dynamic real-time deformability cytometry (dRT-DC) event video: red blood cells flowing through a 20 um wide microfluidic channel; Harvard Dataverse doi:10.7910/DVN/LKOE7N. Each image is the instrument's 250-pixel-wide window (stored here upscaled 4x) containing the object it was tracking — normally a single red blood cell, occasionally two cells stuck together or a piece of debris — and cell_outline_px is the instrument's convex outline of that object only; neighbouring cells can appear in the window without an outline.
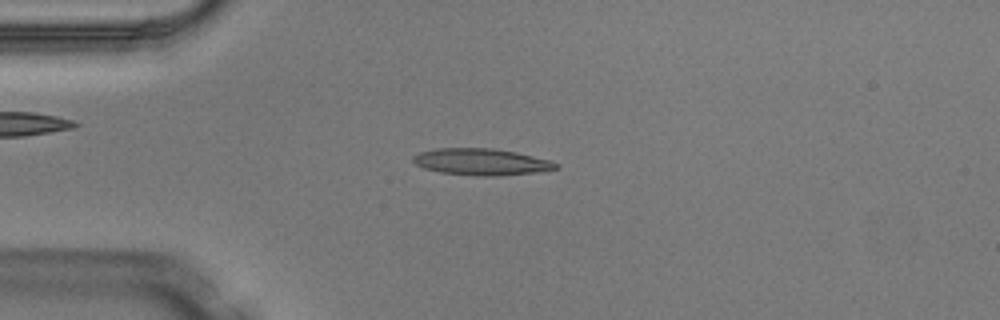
{"species": "Egyptian fruit bat (a non-hibernating species)", "species_latin": "Rousettus aegyptiacus", "temperature_condition": "warm", "stored_images_in_passage": 4, "camera_frame_rate_fps": 3000, "um_per_image_px": 0.085, "animal": {"sex": "male"}, "frame": {"image": 1, "passage_image": 4, "time_ms": 1.0, "image_size_px": [1000, 320], "cell_outline_px": [[560, 168], [532, 172], [500, 176], [480, 176], [440, 172], [424, 168], [416, 164], [412, 160], [412, 156], [420, 152], [436, 148], [492, 148], [516, 152], [552, 160], [560, 164]], "centroid_in_image_um": [40.93, 13.75], "position_along_channel_um": 44.1, "area_um2": 22.2}}